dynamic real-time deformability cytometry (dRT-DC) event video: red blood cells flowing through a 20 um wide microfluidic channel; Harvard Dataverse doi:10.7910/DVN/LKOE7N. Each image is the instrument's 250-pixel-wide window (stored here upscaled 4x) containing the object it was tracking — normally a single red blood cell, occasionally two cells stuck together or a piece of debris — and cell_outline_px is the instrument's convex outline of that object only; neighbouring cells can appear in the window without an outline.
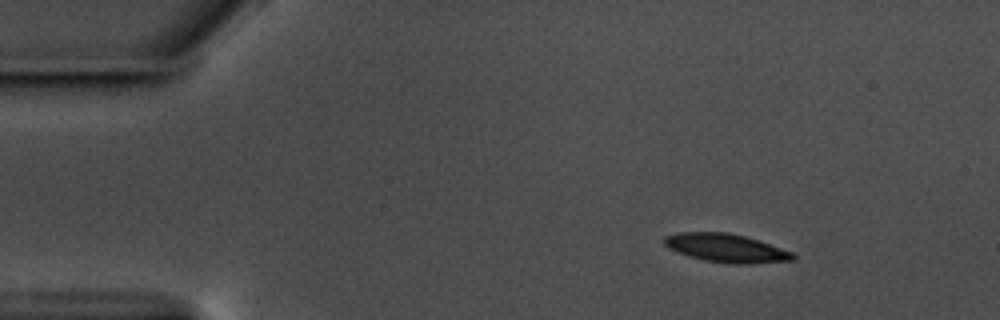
{"species": "common noctule bat (a hibernating species)", "species_latin": "Nyctalus noctula", "temperature_condition": "warm", "stored_images_in_passage": 51, "camera_frame_rate_fps": 3000, "um_per_image_px": 0.085, "animal": {"sex": "male", "body_mass_g": 17.5, "forearm_length_mm": 52.3}, "frame": {"image": 1, "passage_image": 1, "time_ms": 0.0, "image_size_px": [1000, 320], "cell_outline_px": [[796, 260], [752, 264], [732, 264], [704, 260], [688, 256], [668, 248], [664, 244], [664, 236], [680, 232], [728, 232], [744, 236], [792, 252], [796, 256]], "centroid_in_image_um": [61.71, 21.09], "position_along_channel_um": 23.3, "area_um2": 21.27}}
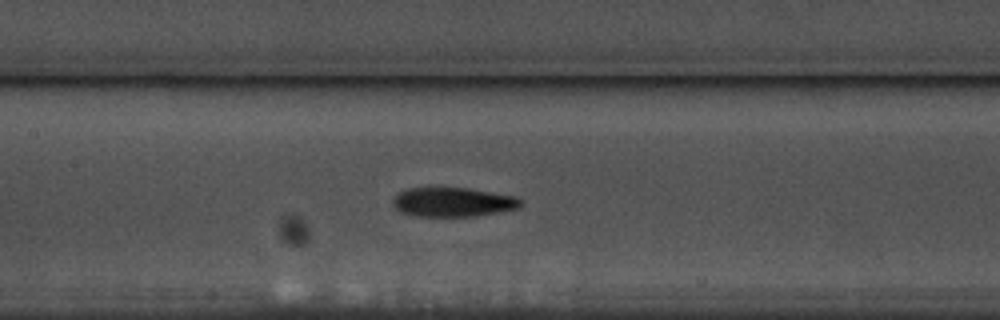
{"frame": {"image": 2, "passage_image": 20, "time_ms": 6.333, "image_size_px": [1000, 320], "cell_outline_px": [[524, 204], [520, 208], [500, 212], [476, 216], [416, 216], [400, 212], [392, 204], [392, 200], [400, 192], [408, 188], [464, 188], [520, 196], [524, 200]], "centroid_in_image_um": [38.59, 17.18], "position_along_channel_um": 168.8, "area_um2": 22.02}}
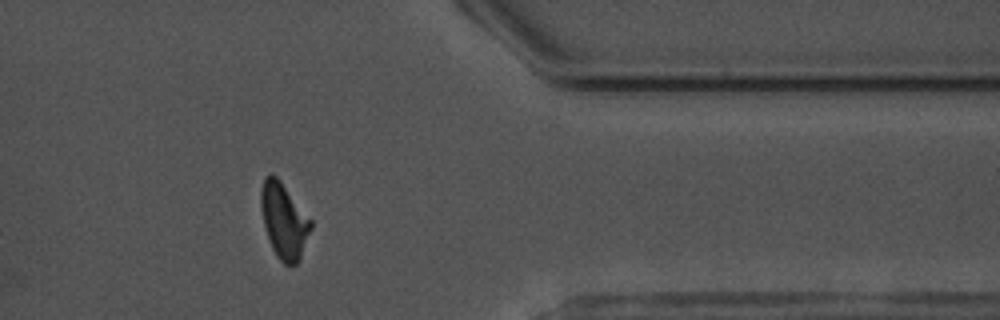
{"frame": {"image": 3, "passage_image": 40, "time_ms": 13.0, "image_size_px": [1000, 320], "cell_outline_px": [[312, 228], [300, 260], [296, 264], [288, 268], [276, 256], [272, 248], [264, 224], [260, 208], [260, 192], [264, 176], [276, 176], [280, 180], [312, 220]], "centroid_in_image_um": [24.15, 18.8], "position_along_channel_um": 387.3, "area_um2": 22.02}, "authors_computed_cell_mechanics": {"area_um2": 21.964, "velocity_mm_per_s": 3.5323, "shape_relaxation_time_tau1_ms": 5.1574, "shape_relaxation_time_tau2_ms": 4.6366, "deformation_change_tau1": 0.1521, "deformation_change_tau2": 0.1242}}